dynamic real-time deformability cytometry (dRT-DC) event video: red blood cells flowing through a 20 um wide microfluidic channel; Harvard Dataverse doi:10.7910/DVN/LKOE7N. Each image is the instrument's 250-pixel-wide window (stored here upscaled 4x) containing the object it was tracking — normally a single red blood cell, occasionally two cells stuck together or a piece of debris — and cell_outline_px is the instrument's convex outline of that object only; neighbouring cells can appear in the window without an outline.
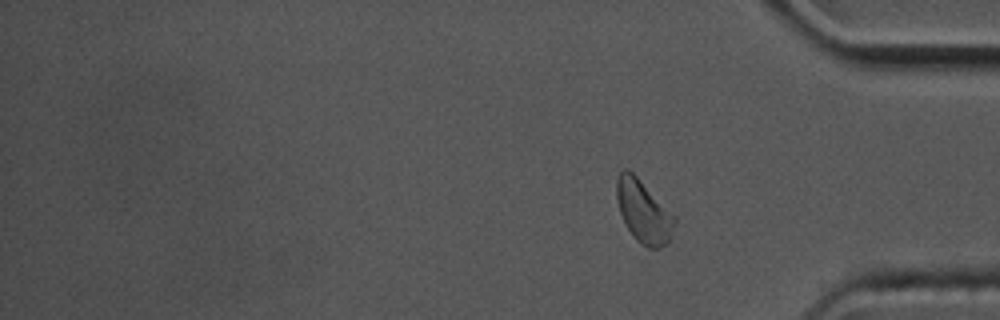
{"species": "common noctule bat (a hibernating species)", "species_latin": "Nyctalus noctula", "temperature_condition": "cold", "stored_images_in_passage": 16, "camera_frame_rate_fps": 3000, "um_per_image_px": 0.085, "animal": {"sex": "male", "body_mass_g": 17.5, "forearm_length_mm": 52.3}, "frame": {"image": 1, "passage_image": 16, "time_ms": 5.0, "image_size_px": [1000, 320], "cell_outline_px": [[676, 220], [668, 244], [660, 248], [648, 248], [640, 244], [636, 240], [624, 224], [620, 212], [616, 196], [616, 180], [620, 172], [624, 168], [628, 168], [676, 216]], "centroid_in_image_um": [54.69, 18.0], "position_along_channel_um": 380.5, "area_um2": 21.21}}